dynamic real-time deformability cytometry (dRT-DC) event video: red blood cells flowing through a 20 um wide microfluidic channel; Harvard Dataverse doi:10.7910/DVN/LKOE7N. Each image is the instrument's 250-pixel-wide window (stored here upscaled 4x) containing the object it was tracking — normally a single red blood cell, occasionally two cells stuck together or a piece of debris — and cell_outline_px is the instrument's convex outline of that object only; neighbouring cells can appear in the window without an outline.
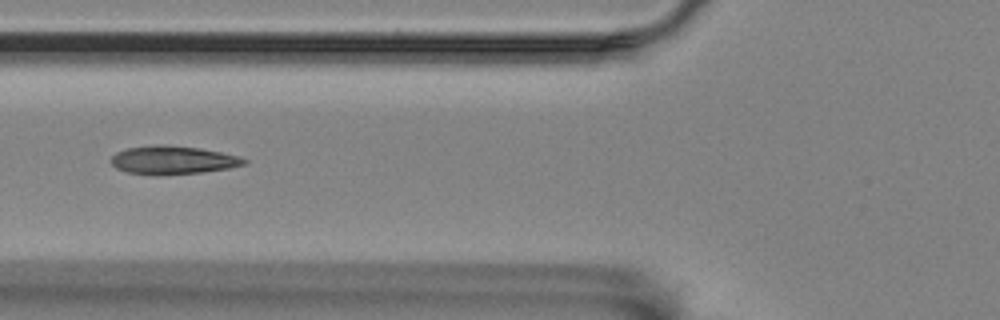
{"species": "Egyptian fruit bat (a non-hibernating species)", "species_latin": "Rousettus aegyptiacus", "temperature_condition": "room temperature", "stored_images_in_passage": 7, "camera_frame_rate_fps": 3000, "um_per_image_px": 0.085, "animal": {"sex": "female"}, "frame": {"image": 1, "passage_image": 5, "time_ms": 4.667, "image_size_px": [1000, 320], "cell_outline_px": [[248, 164], [228, 168], [200, 172], [156, 176], [128, 172], [116, 168], [112, 164], [112, 156], [116, 152], [128, 148], [156, 144], [164, 144], [200, 148], [240, 156], [248, 160]], "centroid_in_image_um": [14.71, 13.6], "position_along_channel_um": 111.1, "area_um2": 22.08}}
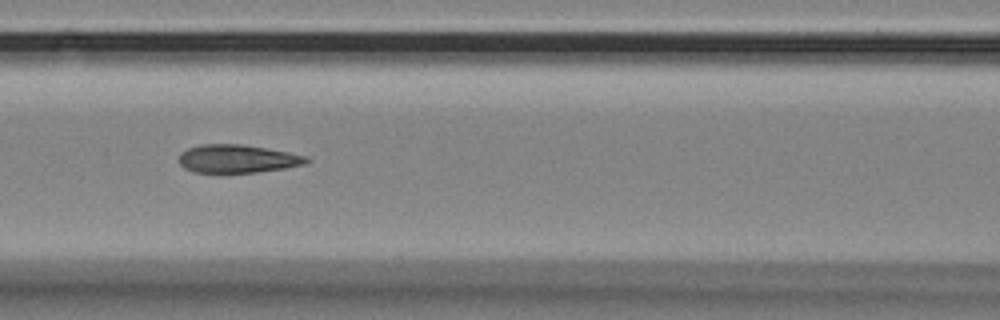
{"frame": {"image": 2, "passage_image": 6, "time_ms": 5.667, "image_size_px": [1000, 320], "cell_outline_px": [[312, 160], [304, 164], [284, 168], [256, 172], [192, 172], [184, 168], [180, 164], [180, 152], [188, 148], [200, 144], [240, 144], [288, 152], [308, 156]], "centroid_in_image_um": [20.18, 13.49], "position_along_channel_um": 146.4, "area_um2": 20.81}}
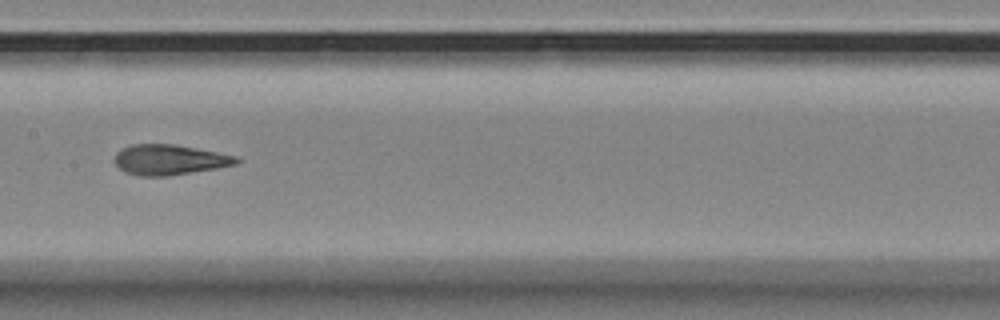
{"frame": {"image": 3, "passage_image": 7, "time_ms": 7.0, "image_size_px": [1000, 320], "cell_outline_px": [[240, 160], [236, 164], [216, 168], [168, 176], [140, 176], [124, 172], [116, 164], [116, 152], [120, 148], [132, 144], [172, 144], [196, 148], [236, 156]], "centroid_in_image_um": [14.37, 13.58], "position_along_channel_um": 193.0, "area_um2": 21.33}}